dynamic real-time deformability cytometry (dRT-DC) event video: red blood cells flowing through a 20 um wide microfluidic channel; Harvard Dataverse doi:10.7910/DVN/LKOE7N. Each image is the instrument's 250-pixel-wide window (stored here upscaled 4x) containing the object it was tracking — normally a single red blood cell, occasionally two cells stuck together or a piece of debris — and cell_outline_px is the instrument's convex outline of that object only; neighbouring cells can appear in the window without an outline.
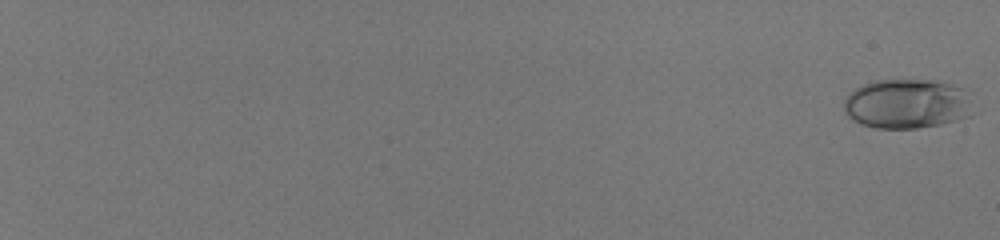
{"species": "human", "species_latin": "Homo sapiens", "temperature_condition": "room temperature", "stored_images_in_passage": 58, "camera_frame_rate_fps": 3000, "um_per_image_px": 0.085, "donor": {"sex": "male"}, "frame": {"image": 1, "passage_image": 1, "time_ms": 0.0, "image_size_px": [1000, 240], "cell_outline_px": [[968, 116], [956, 120], [940, 124], [916, 128], [876, 128], [860, 124], [852, 120], [844, 112], [844, 96], [848, 92], [864, 84], [876, 80], [936, 80], [952, 84], [960, 88], [968, 112]], "centroid_in_image_um": [76.92, 8.82], "position_along_channel_um": 8.1, "area_um2": 36.59}}
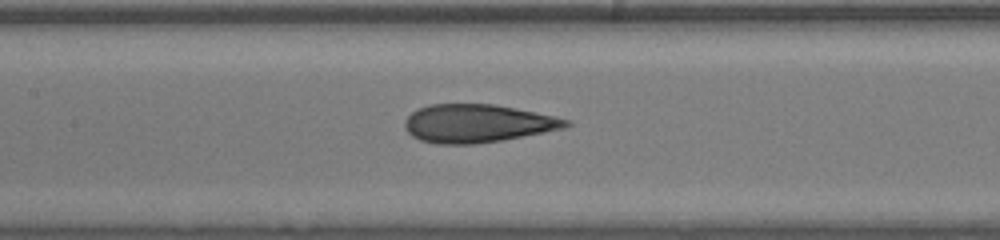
{"frame": {"image": 2, "passage_image": 35, "time_ms": 11.333, "image_size_px": [1000, 240], "cell_outline_px": [[572, 124], [564, 128], [544, 132], [500, 140], [472, 144], [436, 144], [420, 140], [412, 136], [404, 128], [404, 120], [412, 112], [428, 104], [492, 104], [536, 112], [556, 116], [572, 120]], "centroid_in_image_um": [40.57, 10.49], "position_along_channel_um": 166.8, "area_um2": 35.78}}
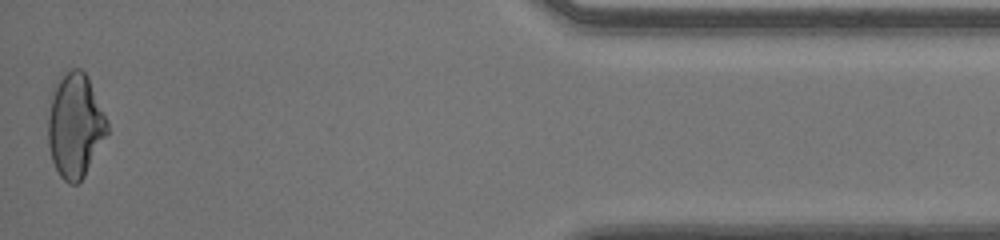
{"frame": {"image": 3, "passage_image": 58, "time_ms": 19.0, "image_size_px": [1000, 240], "cell_outline_px": [[108, 132], [84, 176], [76, 184], [68, 184], [60, 176], [52, 160], [48, 144], [48, 116], [52, 84], [60, 76], [72, 68], [80, 68], [88, 76], [108, 124]], "centroid_in_image_um": [6.35, 10.63], "position_along_channel_um": 428.8, "area_um2": 35.95}, "authors_computed_cell_mechanics": {"area_um2": 35.7493, "velocity_mm_per_s": 4.0788, "shape_relaxation_time_tau1_ms": 8.8624, "shape_relaxation_time_tau2_ms": 0.7991, "deformation_change_tau1": 0.2526, "deformation_change_tau2": 0.0655}}